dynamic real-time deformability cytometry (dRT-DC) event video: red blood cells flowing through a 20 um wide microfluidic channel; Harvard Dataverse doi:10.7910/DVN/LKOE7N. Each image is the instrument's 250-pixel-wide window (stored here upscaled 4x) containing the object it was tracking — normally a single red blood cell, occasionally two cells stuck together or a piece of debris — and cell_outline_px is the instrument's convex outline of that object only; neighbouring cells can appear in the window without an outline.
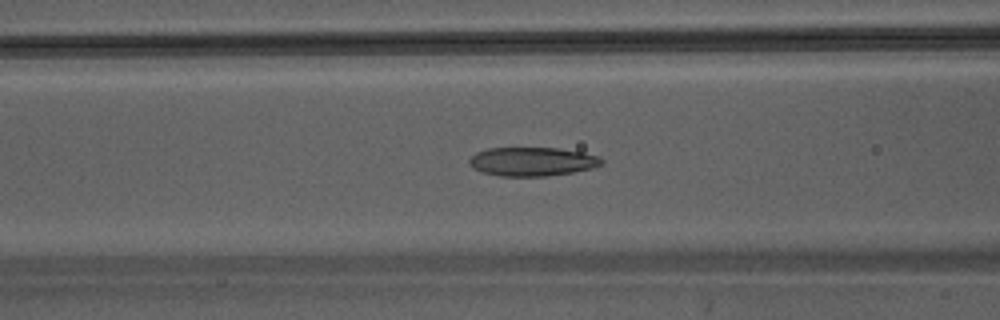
{"species": "Egyptian fruit bat (a non-hibernating species)", "species_latin": "Rousettus aegyptiacus", "temperature_condition": "warm", "stored_images_in_passage": 32, "camera_frame_rate_fps": 3000, "um_per_image_px": 0.085, "animal": {"sex": "male"}, "frame": {"image": 1, "passage_image": 5, "time_ms": 1.333, "image_size_px": [1000, 320], "cell_outline_px": [[604, 164], [592, 168], [572, 172], [544, 176], [500, 176], [484, 172], [472, 168], [468, 164], [468, 160], [476, 152], [488, 148], [560, 148], [600, 156], [604, 160]], "centroid_in_image_um": [45.24, 13.73], "position_along_channel_um": 121.4, "area_um2": 22.25}}
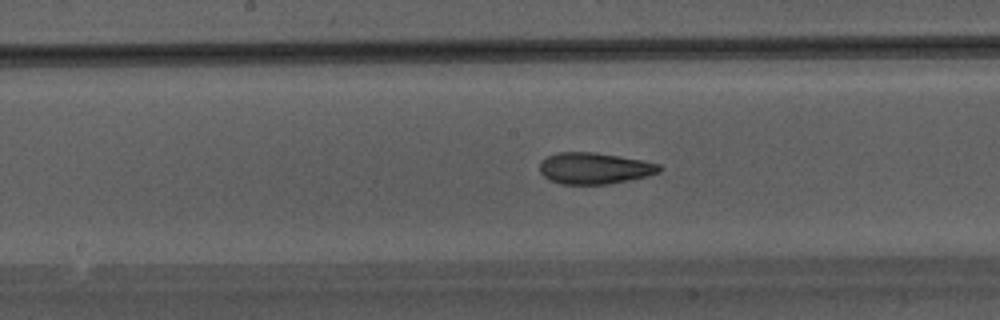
{"frame": {"image": 2, "passage_image": 10, "time_ms": 3.0, "image_size_px": [1000, 320], "cell_outline_px": [[660, 172], [648, 176], [608, 184], [560, 184], [548, 180], [540, 172], [540, 164], [548, 156], [560, 152], [592, 152], [640, 160], [660, 164]], "centroid_in_image_um": [50.51, 14.32], "position_along_channel_um": 197.7, "area_um2": 21.62}}